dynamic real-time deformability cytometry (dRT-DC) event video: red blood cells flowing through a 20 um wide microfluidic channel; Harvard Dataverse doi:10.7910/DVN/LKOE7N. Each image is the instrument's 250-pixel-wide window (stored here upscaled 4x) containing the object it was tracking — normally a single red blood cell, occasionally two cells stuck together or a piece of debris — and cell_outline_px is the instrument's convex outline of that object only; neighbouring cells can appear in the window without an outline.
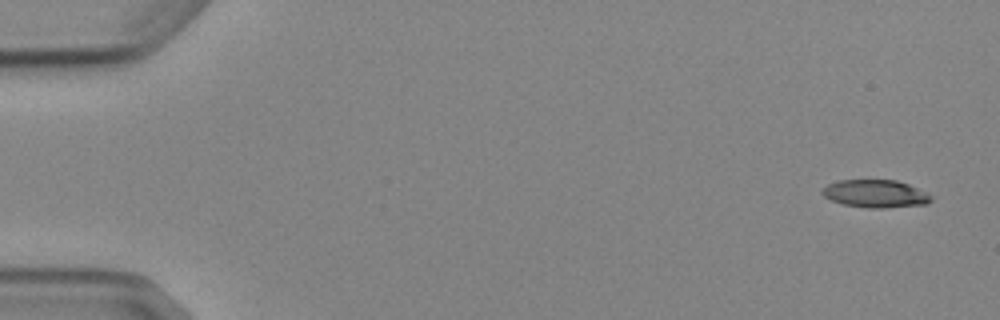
{"species": "Egyptian fruit bat (a non-hibernating species)", "species_latin": "Rousettus aegyptiacus", "temperature_condition": "cold", "stored_images_in_passage": 7, "camera_frame_rate_fps": 3000, "um_per_image_px": 0.085, "animal": {"sex": "female"}, "frame": {"image": 1, "passage_image": 1, "time_ms": 0.0, "image_size_px": [1000, 320], "cell_outline_px": [[932, 200], [928, 204], [884, 208], [868, 208], [844, 204], [832, 200], [824, 196], [820, 192], [828, 184], [840, 180], [896, 180], [908, 184], [928, 192], [932, 196]], "centroid_in_image_um": [74.46, 16.47], "position_along_channel_um": 10.5, "area_um2": 17.63}}
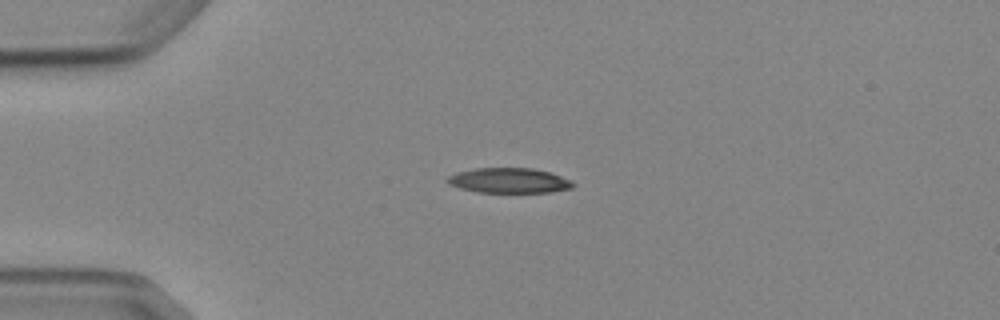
{"frame": {"image": 2, "passage_image": 4, "time_ms": 3.667, "image_size_px": [1000, 320], "cell_outline_px": [[576, 184], [572, 188], [552, 192], [476, 192], [460, 188], [448, 184], [444, 180], [448, 176], [456, 172], [476, 168], [532, 168], [548, 172], [572, 180]], "centroid_in_image_um": [43.25, 15.34], "position_along_channel_um": 41.8, "area_um2": 18.44}}
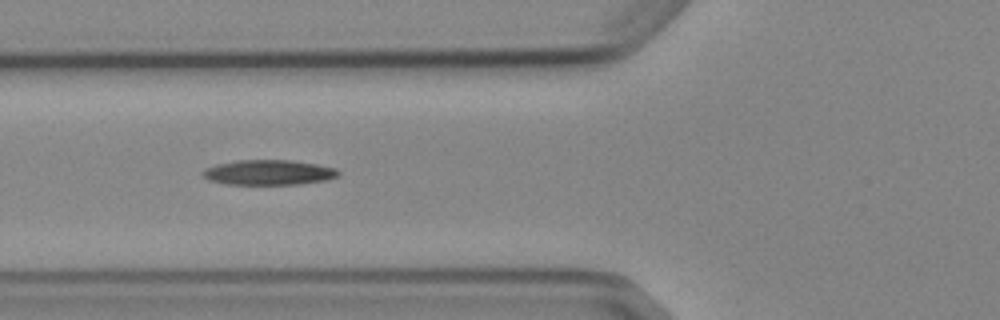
{"frame": {"image": 3, "passage_image": 6, "time_ms": 6.0, "image_size_px": [1000, 320], "cell_outline_px": [[340, 172], [336, 176], [328, 180], [300, 184], [224, 184], [208, 180], [200, 172], [204, 168], [216, 164], [236, 160], [288, 160], [316, 164], [336, 168]], "centroid_in_image_um": [22.8, 14.66], "position_along_channel_um": 103.0, "area_um2": 19.88}}